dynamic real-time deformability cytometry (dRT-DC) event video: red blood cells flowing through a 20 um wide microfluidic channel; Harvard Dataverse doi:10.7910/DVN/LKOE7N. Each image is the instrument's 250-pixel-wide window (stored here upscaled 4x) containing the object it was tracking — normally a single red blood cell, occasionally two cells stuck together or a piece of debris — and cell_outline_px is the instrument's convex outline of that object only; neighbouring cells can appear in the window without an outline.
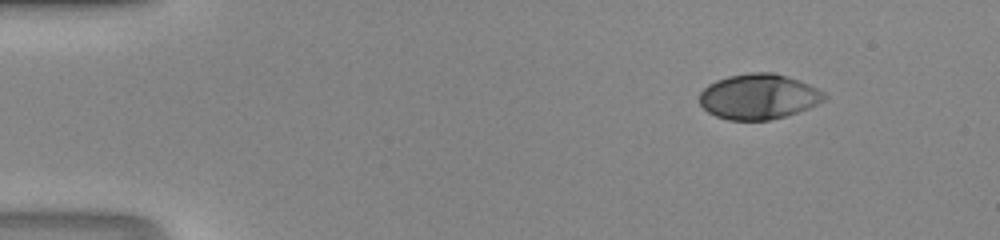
{"species": "human", "species_latin": "Homo sapiens", "temperature_condition": "room temperature", "stored_images_in_passage": 42, "camera_frame_rate_fps": 3000, "um_per_image_px": 0.085, "donor": {"sex": "male"}, "frame": {"image": 1, "passage_image": 1, "time_ms": 0.0, "image_size_px": [1000, 240], "cell_outline_px": [[828, 96], [824, 100], [808, 108], [784, 116], [768, 120], [728, 120], [716, 116], [708, 112], [700, 104], [700, 92], [708, 84], [716, 80], [728, 76], [748, 72], [772, 72], [788, 76], [800, 80], [824, 92]], "centroid_in_image_um": [64.47, 8.2], "position_along_channel_um": 20.5, "area_um2": 32.95}}
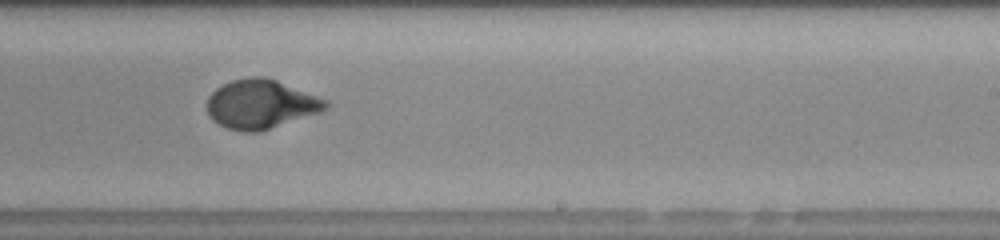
{"frame": {"image": 2, "passage_image": 25, "time_ms": 8.0, "image_size_px": [1000, 240], "cell_outline_px": [[332, 104], [328, 108], [320, 112], [256, 132], [244, 132], [228, 128], [212, 120], [208, 116], [208, 96], [216, 88], [232, 80], [252, 76], [264, 76], [276, 80], [328, 100]], "centroid_in_image_um": [22.18, 8.84], "position_along_channel_um": 266.8, "area_um2": 33.64}}
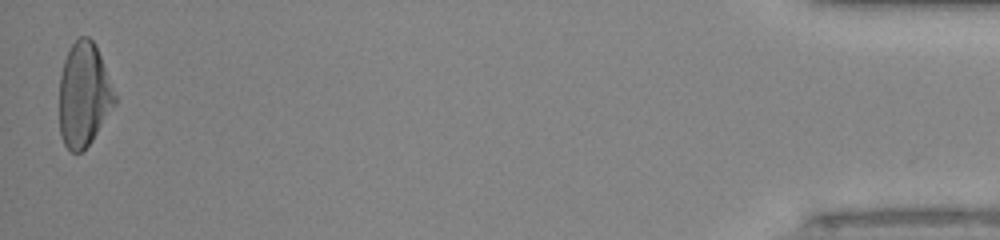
{"frame": {"image": 3, "passage_image": 42, "time_ms": 13.667, "image_size_px": [1000, 240], "cell_outline_px": [[116, 104], [92, 140], [80, 152], [72, 152], [64, 144], [60, 136], [60, 76], [64, 60], [72, 44], [80, 36], [88, 36], [96, 44], [116, 96]], "centroid_in_image_um": [7.13, 8.05], "position_along_channel_um": 428.1, "area_um2": 33.41}}